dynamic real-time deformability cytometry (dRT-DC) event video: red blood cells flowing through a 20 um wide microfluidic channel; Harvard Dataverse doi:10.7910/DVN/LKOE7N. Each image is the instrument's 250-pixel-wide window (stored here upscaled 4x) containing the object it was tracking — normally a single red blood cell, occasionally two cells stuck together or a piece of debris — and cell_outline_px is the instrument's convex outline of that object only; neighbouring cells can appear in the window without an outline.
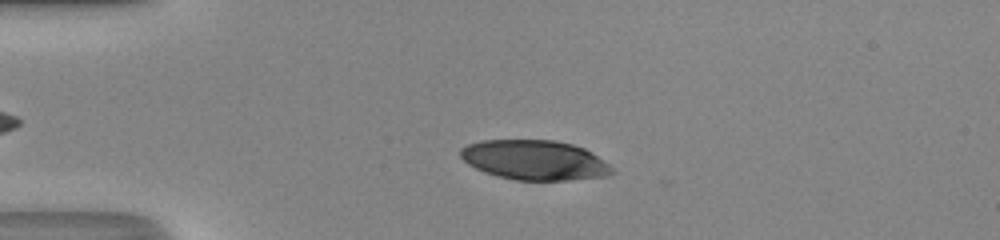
{"species": "human", "species_latin": "Homo sapiens", "temperature_condition": "room temperature", "stored_images_in_passage": 40, "camera_frame_rate_fps": 3000, "um_per_image_px": 0.085, "donor": {"sex": "male"}, "frame": {"image": 1, "passage_image": 9, "time_ms": 2.667, "image_size_px": [1000, 240], "cell_outline_px": [[616, 172], [608, 176], [568, 180], [516, 180], [496, 176], [484, 172], [468, 164], [460, 156], [460, 148], [468, 144], [480, 140], [556, 140], [572, 144], [584, 148], [592, 152], [608, 164]], "centroid_in_image_um": [45.44, 13.6], "position_along_channel_um": 39.6, "area_um2": 35.26}}
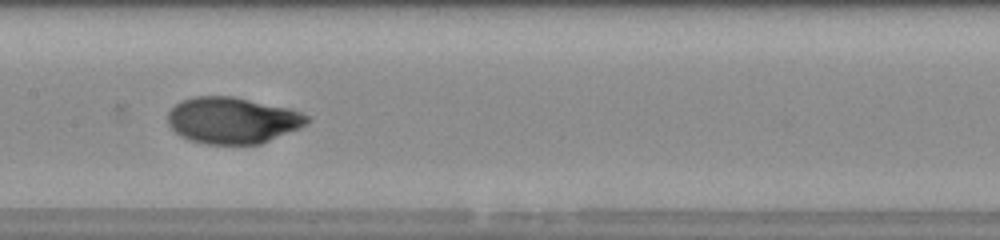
{"frame": {"image": 2, "passage_image": 22, "time_ms": 7.0, "image_size_px": [1000, 240], "cell_outline_px": [[308, 124], [300, 128], [260, 144], [208, 144], [188, 140], [180, 136], [168, 124], [168, 112], [176, 104], [192, 96], [232, 96], [288, 108], [300, 112], [308, 116]], "centroid_in_image_um": [19.75, 10.23], "position_along_channel_um": 187.7, "area_um2": 37.51}}
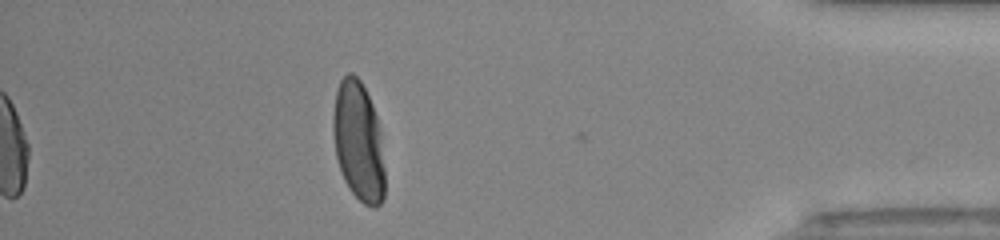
{"frame": {"image": 3, "passage_image": 40, "time_ms": 13.0, "image_size_px": [1000, 240], "cell_outline_px": [[384, 196], [380, 204], [376, 208], [372, 208], [364, 204], [348, 188], [344, 180], [336, 156], [332, 128], [332, 116], [336, 92], [340, 80], [348, 72], [352, 72], [360, 80], [372, 104], [380, 128], [384, 168]], "centroid_in_image_um": [30.46, 12.03], "position_along_channel_um": 404.7, "area_um2": 36.13}, "authors_computed_cell_mechanics": {"area_um2": 37.4255, "velocity_mm_per_s": 4.3191, "shape_relaxation_time_tau1_ms": 3.1625, "shape_relaxation_time_tau2_ms": null, "deformation_change_tau1": 0.1876, "deformation_change_tau2": null}}